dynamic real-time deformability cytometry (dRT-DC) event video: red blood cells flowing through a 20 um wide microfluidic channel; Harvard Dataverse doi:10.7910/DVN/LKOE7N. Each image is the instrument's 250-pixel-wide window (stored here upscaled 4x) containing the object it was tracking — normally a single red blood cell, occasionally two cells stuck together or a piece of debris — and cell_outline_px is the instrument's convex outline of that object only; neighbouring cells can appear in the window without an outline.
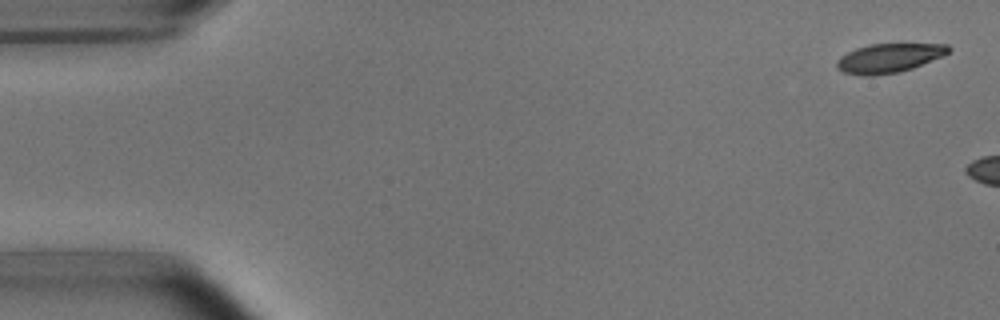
{"species": "common noctule bat (a hibernating species)", "species_latin": "Nyctalus noctula", "temperature_condition": "room temperature", "stored_images_in_passage": 3, "camera_frame_rate_fps": 3000, "um_per_image_px": 0.085, "animal": {"sex": "male", "body_mass_g": 15.6}, "frame": {"image": 1, "passage_image": 1, "time_ms": 0.0, "image_size_px": [1000, 320], "cell_outline_px": [[952, 48], [944, 56], [912, 68], [900, 72], [872, 76], [864, 76], [844, 72], [836, 68], [836, 60], [840, 56], [856, 48], [868, 44], [948, 44]], "centroid_in_image_um": [75.56, 4.94], "position_along_channel_um": 9.4, "area_um2": 19.07}}